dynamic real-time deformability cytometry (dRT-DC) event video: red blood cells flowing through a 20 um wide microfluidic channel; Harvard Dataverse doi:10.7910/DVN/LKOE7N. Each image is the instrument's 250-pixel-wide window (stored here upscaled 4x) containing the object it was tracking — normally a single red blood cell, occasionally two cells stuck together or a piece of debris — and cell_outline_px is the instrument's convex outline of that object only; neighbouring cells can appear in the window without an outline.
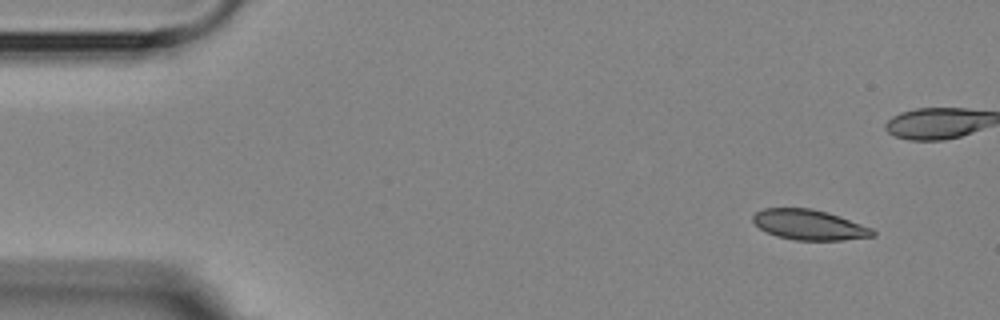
{"species": "Egyptian fruit bat (a non-hibernating species)", "species_latin": "Rousettus aegyptiacus", "temperature_condition": "room temperature", "stored_images_in_passage": 4, "camera_frame_rate_fps": 3000, "um_per_image_px": 0.085, "animal": {"sex": "female"}, "frame": {"image": 1, "passage_image": 1, "time_ms": 0.0, "image_size_px": [1000, 320], "cell_outline_px": [[876, 236], [844, 240], [796, 240], [776, 236], [760, 228], [752, 220], [752, 216], [756, 212], [764, 208], [812, 208], [828, 212], [840, 216], [872, 228], [876, 232]], "centroid_in_image_um": [68.81, 19.1], "position_along_channel_um": 16.2, "area_um2": 21.15}}